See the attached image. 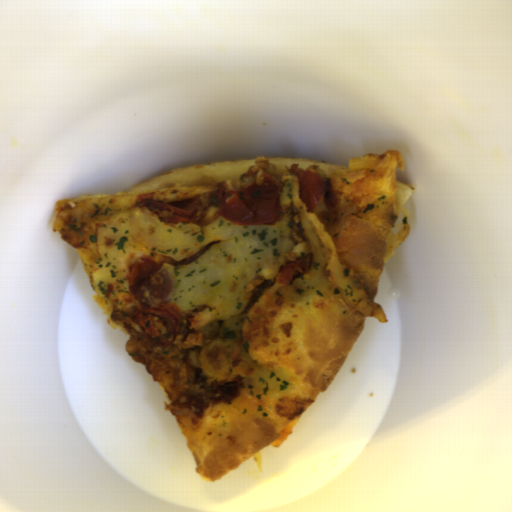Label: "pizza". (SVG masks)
<instances>
[{
  "instance_id": "obj_1",
  "label": "pizza",
  "mask_w": 512,
  "mask_h": 512,
  "mask_svg": "<svg viewBox=\"0 0 512 512\" xmlns=\"http://www.w3.org/2000/svg\"><path fill=\"white\" fill-rule=\"evenodd\" d=\"M328 182L316 212L299 197L296 164ZM400 151L355 156L345 165L305 158L260 156L168 169L118 194L95 193L55 201L53 231L80 250L91 280L101 257L99 226L144 200L171 203L255 178L281 175L283 212L293 247L287 263L313 255L311 267L287 285L256 278L247 286L241 339H206L213 308L181 312L175 340L158 345L131 319L140 307L130 293L93 297L107 323L127 338L126 351L164 393L204 481L222 479L264 447H279L331 386L361 335L366 318L387 323L374 302L385 263L407 239L406 204L415 185L395 180ZM237 381L229 400L212 383Z\"/></svg>"
}]
</instances>
